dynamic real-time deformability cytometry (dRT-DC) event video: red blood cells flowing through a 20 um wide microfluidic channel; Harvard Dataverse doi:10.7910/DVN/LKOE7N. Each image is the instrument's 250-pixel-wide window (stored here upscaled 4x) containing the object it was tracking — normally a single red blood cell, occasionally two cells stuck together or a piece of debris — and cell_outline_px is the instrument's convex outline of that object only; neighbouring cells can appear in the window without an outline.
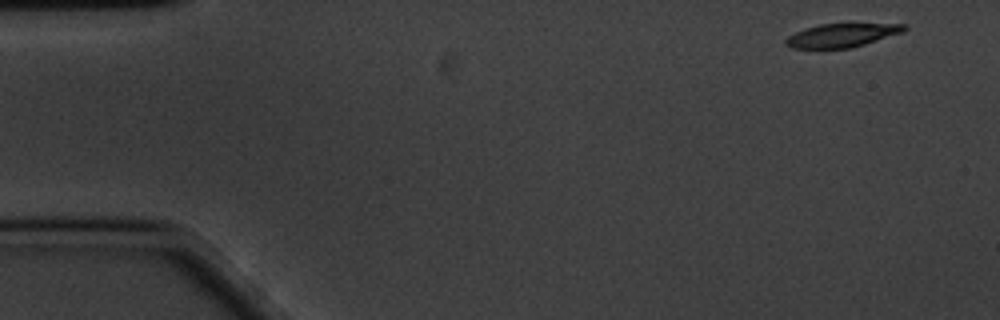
{"species": "common noctule bat (a hibernating species)", "species_latin": "Nyctalus noctula", "temperature_condition": "cold", "stored_images_in_passage": 56, "camera_frame_rate_fps": 3000, "um_per_image_px": 0.085, "animal": {"sex": "male", "body_mass_g": 20.1, "forearm_length_mm": 53.5}, "frame": {"image": 1, "passage_image": 1, "time_ms": 0.0, "image_size_px": [1000, 320], "cell_outline_px": [[908, 28], [904, 32], [864, 44], [848, 48], [792, 48], [784, 44], [784, 40], [788, 36], [804, 28], [820, 24], [848, 20], [852, 20], [908, 24]], "centroid_in_image_um": [71.66, 2.91], "position_along_channel_um": 13.3, "area_um2": 17.51}}
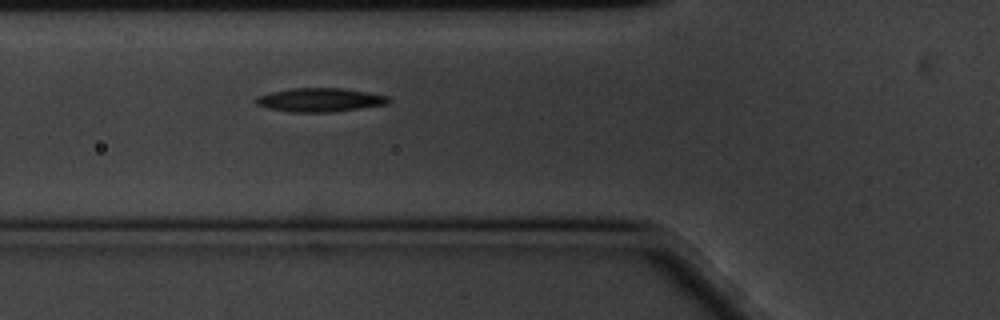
{"frame": {"image": 2, "passage_image": 18, "time_ms": 5.667, "image_size_px": [1000, 320], "cell_outline_px": [[392, 100], [388, 104], [360, 108], [328, 112], [288, 112], [268, 108], [256, 104], [252, 100], [256, 96], [272, 92], [292, 88], [340, 88], [388, 96]], "centroid_in_image_um": [27.14, 8.49], "position_along_channel_um": 98.7, "area_um2": 18.26}}
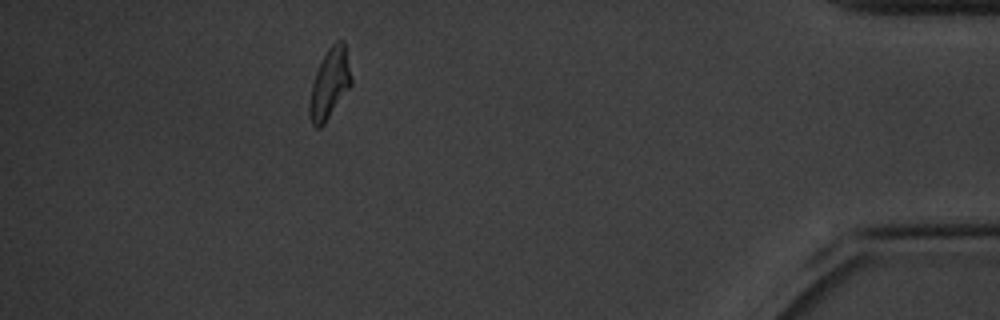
{"frame": {"image": 3, "passage_image": 50, "time_ms": 16.333, "image_size_px": [1000, 320], "cell_outline_px": [[352, 84], [324, 124], [320, 128], [316, 128], [312, 124], [308, 116], [308, 104], [312, 84], [316, 72], [328, 48], [336, 40], [344, 40], [352, 76]], "centroid_in_image_um": [28.02, 7.13], "position_along_channel_um": 407.2, "area_um2": 17.11}, "authors_computed_cell_mechanics": {"area_um2": 17.7735, "velocity_mm_per_s": 3.3775, "shape_relaxation_time_tau1_ms": 3.4712, "shape_relaxation_time_tau2_ms": 6.0657, "deformation_change_tau1": 0.1737, "deformation_change_tau2": 0.1353}}